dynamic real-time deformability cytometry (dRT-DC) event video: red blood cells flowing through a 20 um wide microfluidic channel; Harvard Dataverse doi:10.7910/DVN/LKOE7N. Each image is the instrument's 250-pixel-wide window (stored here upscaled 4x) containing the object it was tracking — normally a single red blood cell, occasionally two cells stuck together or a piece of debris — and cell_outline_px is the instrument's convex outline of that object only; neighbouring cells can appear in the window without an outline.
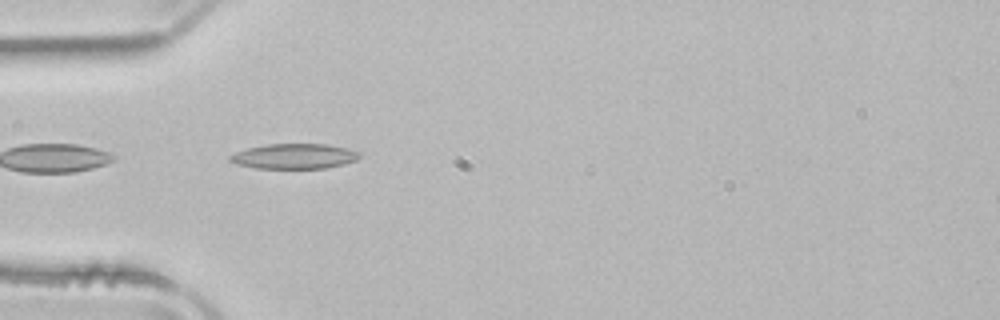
{"species": "common noctule bat (a hibernating species)", "species_latin": "Nyctalus noctula", "temperature_condition": "room temperature", "stored_images_in_passage": 20, "camera_frame_rate_fps": 3000, "um_per_image_px": 0.085, "animal": {"sex": "male", "body_mass_g": 21.5, "forearm_length_mm": 52.0}, "frame": {"image": 1, "passage_image": 1, "time_ms": 0.0, "image_size_px": [1000, 320], "cell_outline_px": [[360, 156], [356, 160], [344, 164], [324, 168], [256, 168], [236, 164], [228, 160], [228, 156], [236, 152], [248, 148], [268, 144], [324, 144], [344, 148], [360, 152]], "centroid_in_image_um": [24.98, 13.28], "position_along_channel_um": 60.0, "area_um2": 18.79}}
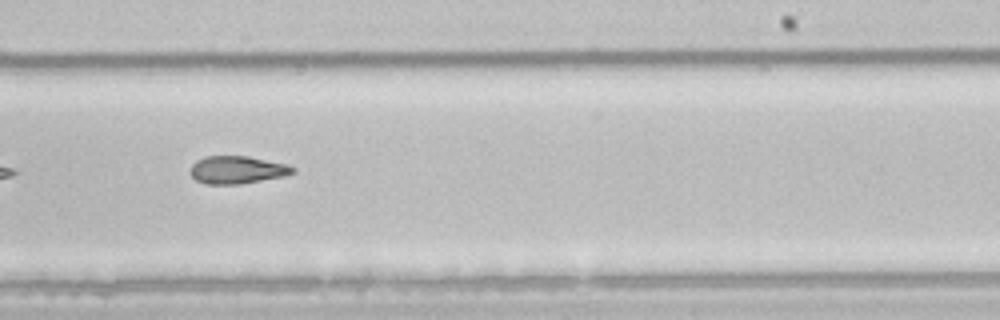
{"frame": {"image": 2, "passage_image": 17, "time_ms": 5.333, "image_size_px": [1000, 320], "cell_outline_px": [[296, 172], [284, 176], [236, 184], [208, 184], [196, 180], [188, 172], [192, 164], [196, 160], [204, 156], [248, 156], [288, 164], [296, 168]], "centroid_in_image_um": [20.15, 14.42], "position_along_channel_um": 268.9, "area_um2": 16.59}}